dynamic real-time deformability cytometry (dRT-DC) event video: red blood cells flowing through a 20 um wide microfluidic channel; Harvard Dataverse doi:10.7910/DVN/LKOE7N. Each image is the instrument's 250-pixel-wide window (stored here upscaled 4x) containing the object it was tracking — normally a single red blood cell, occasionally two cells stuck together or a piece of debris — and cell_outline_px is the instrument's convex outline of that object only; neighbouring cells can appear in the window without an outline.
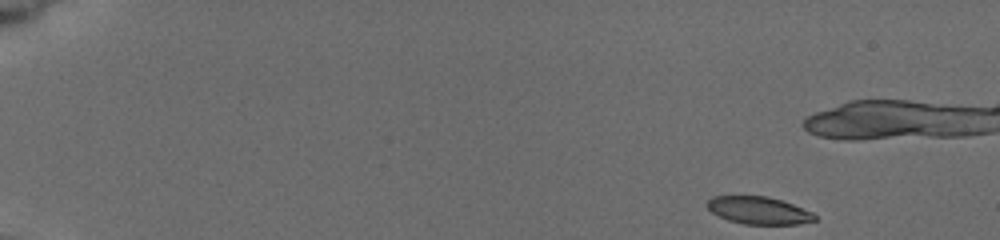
{"species": "common noctule bat (a hibernating species)", "species_latin": "Nyctalus noctula", "temperature_condition": "cold", "stored_images_in_passage": 27, "camera_frame_rate_fps": 3000, "um_per_image_px": 0.085, "animal": {"sex": "female", "body_mass_g": 19.5, "forearm_length_mm": 54.1}, "frame": {"image": 1, "passage_image": 1, "time_ms": 0.0, "image_size_px": [1000, 240], "cell_outline_px": [[816, 220], [796, 224], [744, 224], [728, 220], [712, 212], [704, 204], [712, 196], [768, 196], [792, 204], [812, 212], [816, 216]], "centroid_in_image_um": [64.46, 17.88], "position_along_channel_um": 20.5, "area_um2": 17.11}}
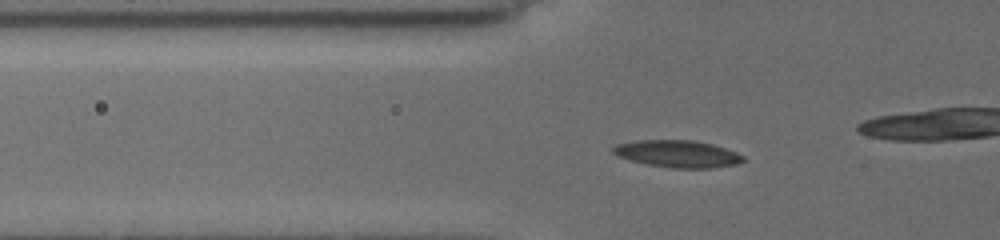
{"frame": {"image": 2, "passage_image": 22, "time_ms": 4.667, "image_size_px": [1000, 240], "cell_outline_px": [[744, 160], [736, 164], [712, 168], [668, 168], [648, 164], [616, 156], [612, 152], [612, 148], [616, 144], [636, 140], [692, 140], [712, 144], [736, 152], [744, 156]], "centroid_in_image_um": [57.57, 13.07], "position_along_channel_um": 68.2, "area_um2": 20.52}}
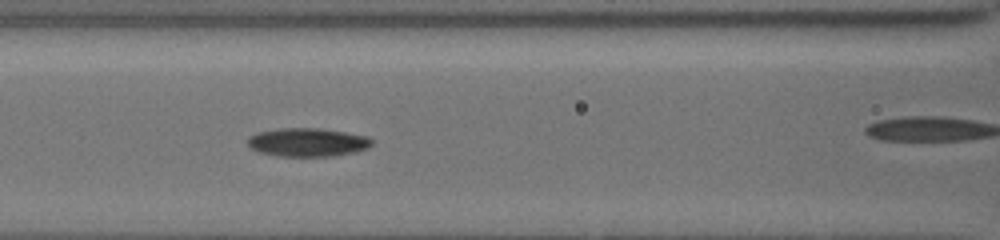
{"frame": {"image": 3, "passage_image": 26, "time_ms": 6.667, "image_size_px": [1000, 240], "cell_outline_px": [[372, 144], [368, 148], [356, 152], [332, 156], [280, 156], [260, 152], [252, 148], [248, 144], [248, 136], [256, 132], [280, 128], [320, 128], [368, 136], [372, 140]], "centroid_in_image_um": [26.15, 12.09], "position_along_channel_um": 140.5, "area_um2": 20.63}}